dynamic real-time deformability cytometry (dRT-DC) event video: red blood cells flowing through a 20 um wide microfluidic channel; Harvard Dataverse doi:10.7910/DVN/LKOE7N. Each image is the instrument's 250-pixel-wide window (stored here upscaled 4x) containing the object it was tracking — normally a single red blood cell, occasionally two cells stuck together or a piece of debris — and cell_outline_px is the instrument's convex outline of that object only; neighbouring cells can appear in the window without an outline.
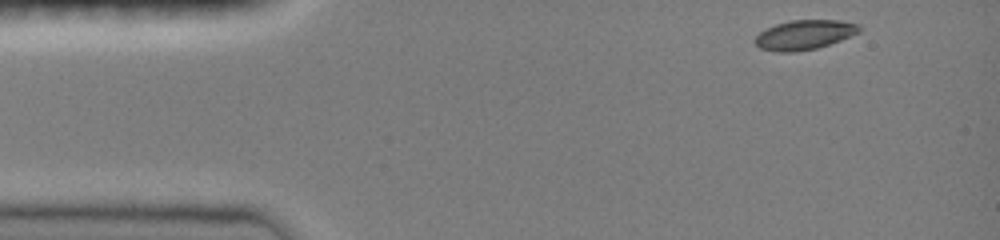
{"species": "common noctule bat (a hibernating species)", "species_latin": "Nyctalus noctula", "temperature_condition": "room temperature", "stored_images_in_passage": 11, "camera_frame_rate_fps": 3000, "um_per_image_px": 0.085, "animal": {"sex": "female", "body_mass_g": 19.0, "forearm_length_mm": 51.5}, "frame": {"image": 1, "passage_image": 1, "time_ms": 0.0, "image_size_px": [1000, 240], "cell_outline_px": [[860, 32], [840, 40], [816, 48], [796, 52], [776, 52], [760, 48], [752, 40], [764, 28], [776, 24], [792, 20], [836, 20], [860, 24]], "centroid_in_image_um": [68.34, 2.96], "position_along_channel_um": 16.7, "area_um2": 17.98}}
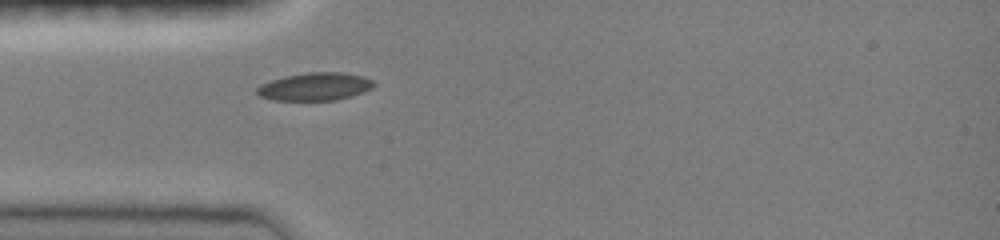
{"frame": {"image": 2, "passage_image": 8, "time_ms": 2.333, "image_size_px": [1000, 240], "cell_outline_px": [[376, 84], [372, 88], [352, 96], [336, 100], [272, 100], [260, 96], [256, 92], [256, 88], [260, 84], [284, 76], [308, 72], [344, 72], [364, 76], [372, 80]], "centroid_in_image_um": [26.78, 7.35], "position_along_channel_um": 58.2, "area_um2": 19.07}}
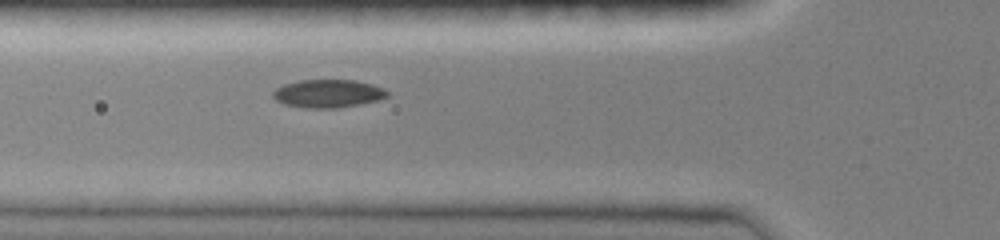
{"frame": {"image": 3, "passage_image": 11, "time_ms": 3.333, "image_size_px": [1000, 240], "cell_outline_px": [[388, 96], [376, 100], [360, 104], [336, 108], [308, 108], [284, 104], [276, 100], [272, 96], [272, 92], [276, 88], [284, 84], [300, 80], [356, 80], [372, 84], [384, 88], [388, 92]], "centroid_in_image_um": [27.87, 7.94], "position_along_channel_um": 97.9, "area_um2": 18.67}}